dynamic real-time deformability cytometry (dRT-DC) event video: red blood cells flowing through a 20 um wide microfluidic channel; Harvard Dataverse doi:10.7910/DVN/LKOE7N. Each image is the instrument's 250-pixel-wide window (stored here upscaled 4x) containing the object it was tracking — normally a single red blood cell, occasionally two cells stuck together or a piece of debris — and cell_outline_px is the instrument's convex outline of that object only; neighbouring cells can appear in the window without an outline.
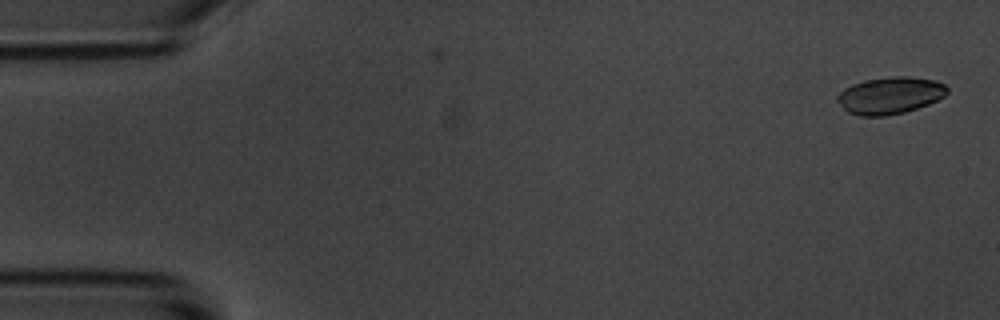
{"species": "common noctule bat (a hibernating species)", "species_latin": "Nyctalus noctula", "temperature_condition": "room temperature", "stored_images_in_passage": 2, "camera_frame_rate_fps": 3000, "um_per_image_px": 0.085, "animal": {"sex": "male", "body_mass_g": 20.1, "forearm_length_mm": 53.5}, "frame": {"image": 1, "passage_image": 1, "time_ms": 0.0, "image_size_px": [1000, 320], "cell_outline_px": [[948, 92], [944, 96], [928, 104], [904, 112], [884, 116], [860, 116], [848, 112], [836, 100], [836, 96], [844, 88], [852, 84], [864, 80], [892, 76], [908, 76], [936, 80], [944, 84], [948, 88]], "centroid_in_image_um": [75.64, 8.1], "position_along_channel_um": 9.4, "area_um2": 23.7}}